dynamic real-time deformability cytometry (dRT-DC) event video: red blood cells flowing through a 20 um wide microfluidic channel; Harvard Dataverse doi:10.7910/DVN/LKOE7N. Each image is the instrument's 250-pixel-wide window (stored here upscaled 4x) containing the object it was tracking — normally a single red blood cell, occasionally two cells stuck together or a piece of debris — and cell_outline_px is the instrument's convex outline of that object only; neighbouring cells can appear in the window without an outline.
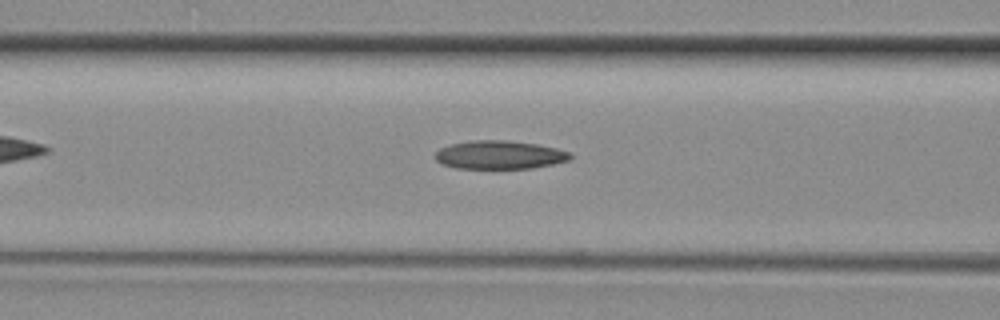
{"species": "common noctule bat (a hibernating species)", "species_latin": "Nyctalus noctula", "temperature_condition": "room temperature", "stored_images_in_passage": 7, "camera_frame_rate_fps": 3000, "um_per_image_px": 0.085, "animal": {"sex": "female", "body_mass_g": 29.2, "forearm_length_mm": 56.3}, "frame": {"image": 1, "passage_image": 5, "time_ms": 1.333, "image_size_px": [1000, 320], "cell_outline_px": [[572, 156], [568, 160], [552, 164], [532, 168], [456, 168], [444, 164], [436, 160], [436, 152], [440, 148], [452, 144], [472, 140], [504, 140], [536, 144], [556, 148], [572, 152]], "centroid_in_image_um": [42.48, 13.16], "position_along_channel_um": 124.1, "area_um2": 22.14}}